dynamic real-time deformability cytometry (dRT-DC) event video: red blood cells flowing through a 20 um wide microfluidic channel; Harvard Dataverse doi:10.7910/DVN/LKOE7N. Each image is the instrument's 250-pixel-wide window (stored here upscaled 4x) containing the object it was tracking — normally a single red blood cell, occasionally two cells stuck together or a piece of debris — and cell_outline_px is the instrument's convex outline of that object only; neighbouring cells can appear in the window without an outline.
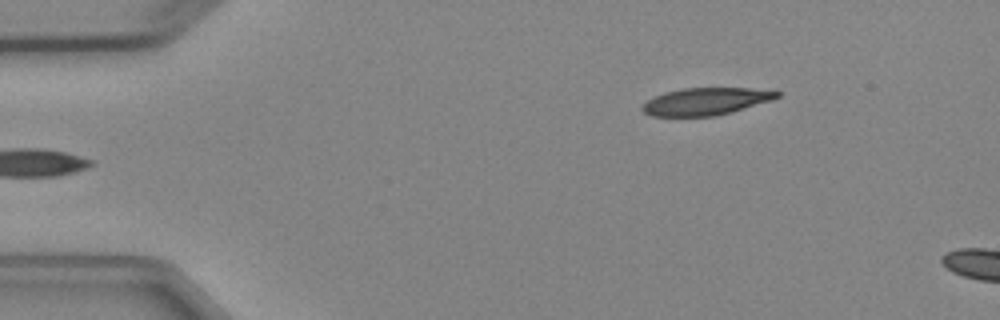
{"species": "Egyptian fruit bat (a non-hibernating species)", "species_latin": "Rousettus aegyptiacus", "temperature_condition": "cold", "stored_images_in_passage": 5, "camera_frame_rate_fps": 3000, "um_per_image_px": 0.085, "animal": {"sex": "female"}, "frame": {"image": 1, "passage_image": 5, "time_ms": 4.667, "image_size_px": [1000, 320], "cell_outline_px": [[780, 96], [772, 100], [732, 112], [716, 116], [652, 116], [644, 112], [640, 108], [648, 100], [664, 92], [684, 88], [748, 88], [780, 92]], "centroid_in_image_um": [59.99, 8.62], "position_along_channel_um": 25.0, "area_um2": 21.27}}